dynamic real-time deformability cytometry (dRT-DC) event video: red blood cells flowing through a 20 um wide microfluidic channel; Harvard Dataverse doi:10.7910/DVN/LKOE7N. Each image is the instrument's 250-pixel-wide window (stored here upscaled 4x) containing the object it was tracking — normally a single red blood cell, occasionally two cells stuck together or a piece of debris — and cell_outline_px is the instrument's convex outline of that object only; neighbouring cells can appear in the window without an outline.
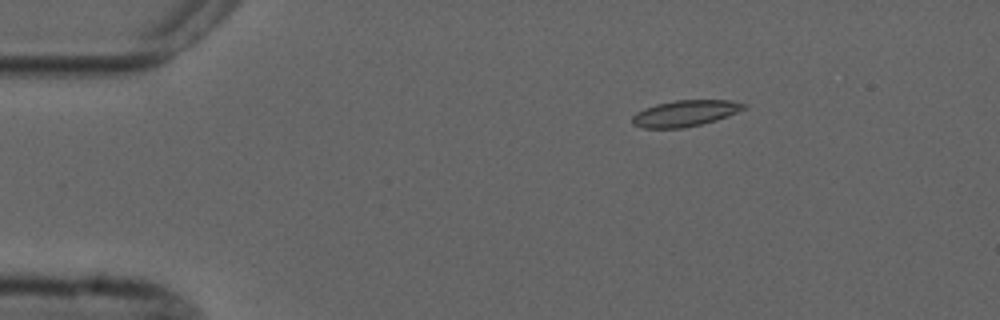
{"species": "common noctule bat (a hibernating species)", "species_latin": "Nyctalus noctula", "temperature_condition": "cold", "stored_images_in_passage": 5, "camera_frame_rate_fps": 3000, "um_per_image_px": 0.085, "animal": {"sex": "male", "forearm_length_mm": 52.5}, "frame": {"image": 1, "passage_image": 3, "time_ms": 2.333, "image_size_px": [1000, 320], "cell_outline_px": [[748, 108], [728, 116], [716, 120], [684, 128], [644, 128], [632, 124], [632, 116], [636, 112], [644, 108], [656, 104], [676, 100], [728, 100], [748, 104]], "centroid_in_image_um": [58.25, 9.63], "position_along_channel_um": 26.7, "area_um2": 17.11}}